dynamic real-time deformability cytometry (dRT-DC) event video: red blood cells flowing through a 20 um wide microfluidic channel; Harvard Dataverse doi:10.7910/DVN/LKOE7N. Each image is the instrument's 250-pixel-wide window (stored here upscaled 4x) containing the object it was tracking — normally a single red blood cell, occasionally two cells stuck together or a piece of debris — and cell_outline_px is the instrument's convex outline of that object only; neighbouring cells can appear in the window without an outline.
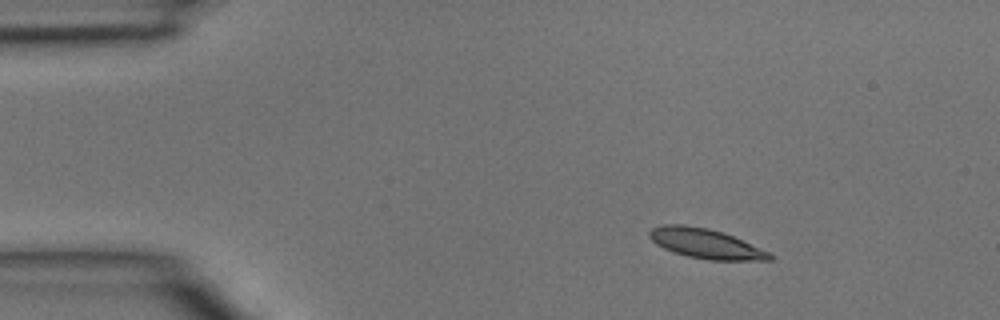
{"species": "common noctule bat (a hibernating species)", "species_latin": "Nyctalus noctula", "temperature_condition": "room temperature", "stored_images_in_passage": 8, "camera_frame_rate_fps": 3000, "um_per_image_px": 0.085, "animal": {"sex": "male", "body_mass_g": 15.6}, "frame": {"image": 1, "passage_image": 1, "time_ms": 0.0, "image_size_px": [1000, 320], "cell_outline_px": [[776, 256], [772, 260], [708, 260], [688, 256], [664, 248], [656, 244], [648, 236], [648, 232], [652, 228], [660, 224], [684, 224], [708, 228], [724, 232], [768, 252]], "centroid_in_image_um": [59.96, 20.69], "position_along_channel_um": 25.0, "area_um2": 20.81}}